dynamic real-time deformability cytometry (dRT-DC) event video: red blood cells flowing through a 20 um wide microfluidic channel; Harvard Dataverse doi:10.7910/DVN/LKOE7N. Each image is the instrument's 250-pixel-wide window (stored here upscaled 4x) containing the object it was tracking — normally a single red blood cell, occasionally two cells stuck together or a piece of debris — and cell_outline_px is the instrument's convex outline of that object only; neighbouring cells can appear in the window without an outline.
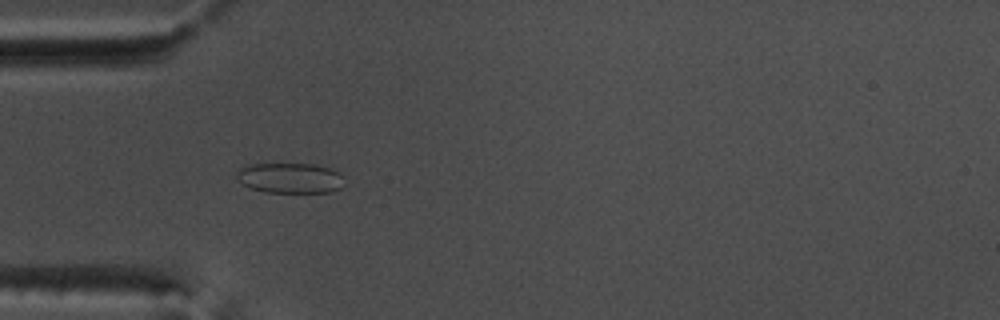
{"species": "common noctule bat (a hibernating species)", "species_latin": "Nyctalus noctula", "temperature_condition": "warm", "stored_images_in_passage": 54, "camera_frame_rate_fps": 3000, "um_per_image_px": 0.085, "animal": {"sex": "male", "body_mass_g": 17.5, "forearm_length_mm": 52.3}, "frame": {"image": 1, "passage_image": 17, "time_ms": 5.333, "image_size_px": [1000, 320], "cell_outline_px": [[344, 184], [340, 188], [332, 192], [264, 192], [252, 188], [236, 180], [236, 172], [240, 168], [252, 164], [316, 164], [340, 172]], "centroid_in_image_um": [24.66, 15.13], "position_along_channel_um": 60.3, "area_um2": 19.02}}
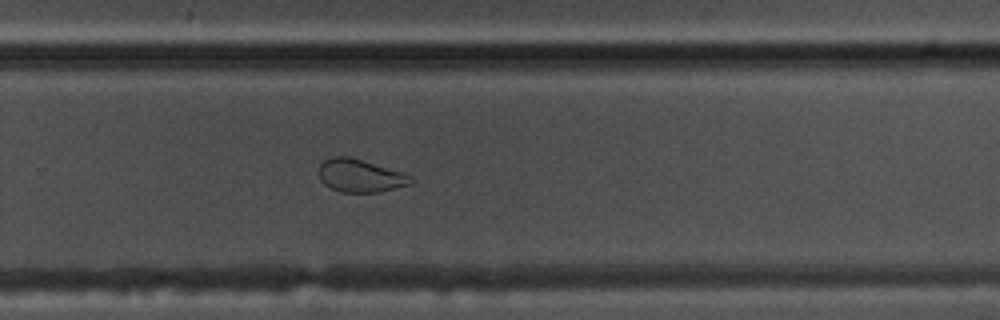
{"frame": {"image": 2, "passage_image": 36, "time_ms": 11.667, "image_size_px": [1000, 320], "cell_outline_px": [[412, 184], [380, 192], [340, 192], [324, 184], [320, 180], [320, 164], [324, 160], [332, 156], [348, 156], [400, 172], [412, 176]], "centroid_in_image_um": [30.6, 14.94], "position_along_channel_um": 299.2, "area_um2": 17.4}}
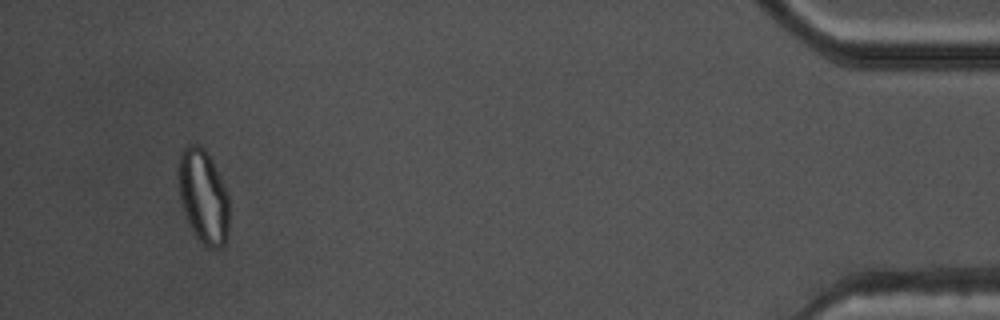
{"frame": {"image": 3, "passage_image": 51, "time_ms": 16.667, "image_size_px": [1000, 320], "cell_outline_px": [[228, 236], [224, 244], [220, 248], [208, 248], [196, 236], [184, 212], [180, 196], [180, 152], [188, 144], [196, 144], [204, 148], [208, 152], [228, 196]], "centroid_in_image_um": [17.3, 16.71], "position_along_channel_um": 417.9, "area_um2": 27.05}, "authors_computed_cell_mechanics": {"area_um2": 23.8425, "velocity_mm_per_s": 3.8215, "shape_relaxation_time_tau1_ms": null, "shape_relaxation_time_tau2_ms": 0.8784, "deformation_change_tau1": null, "deformation_change_tau2": 0.045}}